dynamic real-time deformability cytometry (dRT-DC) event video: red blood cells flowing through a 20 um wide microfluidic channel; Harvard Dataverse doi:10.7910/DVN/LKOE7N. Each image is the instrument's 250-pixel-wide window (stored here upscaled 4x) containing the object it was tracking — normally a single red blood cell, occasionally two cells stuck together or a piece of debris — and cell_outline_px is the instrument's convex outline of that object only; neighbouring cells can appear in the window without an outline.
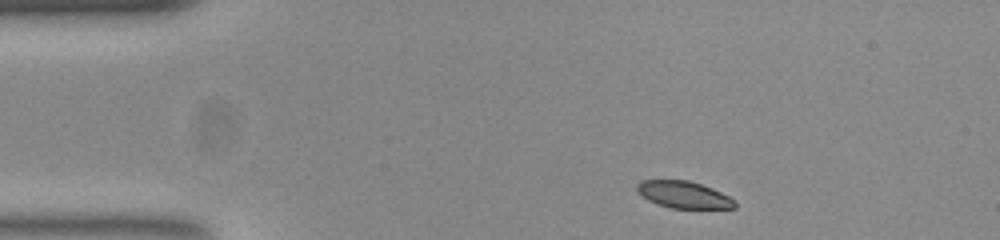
{"species": "common noctule bat (a hibernating species)", "species_latin": "Nyctalus noctula", "temperature_condition": "room temperature", "stored_images_in_passage": 45, "camera_frame_rate_fps": 3000, "um_per_image_px": 0.085, "animal": {"sex": "female", "body_mass_g": 23.0, "forearm_length_mm": 53.4}, "frame": {"image": 1, "passage_image": 1, "time_ms": 0.0, "image_size_px": [1000, 240], "cell_outline_px": [[736, 208], [672, 208], [656, 204], [648, 200], [636, 192], [636, 184], [640, 180], [688, 180], [712, 188], [736, 200]], "centroid_in_image_um": [58.08, 16.54], "position_along_channel_um": 26.9, "area_um2": 15.43}}
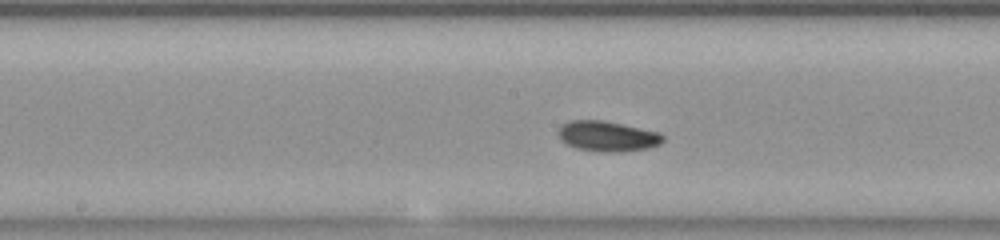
{"frame": {"image": 2, "passage_image": 19, "time_ms": 6.0, "image_size_px": [1000, 240], "cell_outline_px": [[664, 140], [660, 144], [648, 148], [620, 152], [604, 152], [576, 148], [560, 140], [556, 132], [560, 124], [568, 120], [604, 120], [660, 132], [664, 136]], "centroid_in_image_um": [51.6, 11.56], "position_along_channel_um": 196.6, "area_um2": 18.79}}
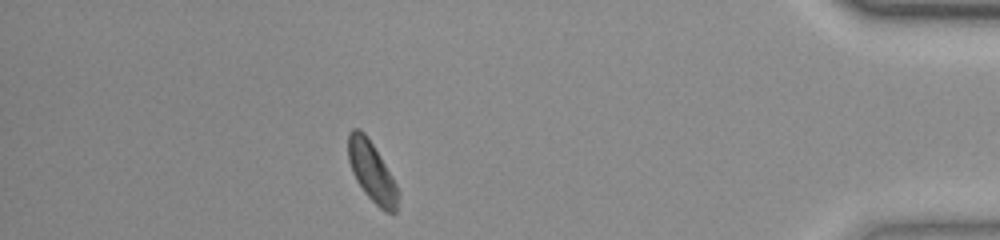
{"frame": {"image": 3, "passage_image": 39, "time_ms": 12.667, "image_size_px": [1000, 240], "cell_outline_px": [[400, 196], [396, 212], [384, 212], [364, 192], [356, 180], [352, 172], [348, 160], [348, 132], [352, 128], [360, 128], [364, 132], [380, 156], [396, 184], [400, 192]], "centroid_in_image_um": [31.6, 14.6], "position_along_channel_um": 403.6, "area_um2": 17.46}, "authors_computed_cell_mechanics": {"area_um2": 17.5712, "velocity_mm_per_s": 3.8475, "shape_relaxation_time_tau1_ms": null, "shape_relaxation_time_tau2_ms": 8.3126, "deformation_change_tau1": null, "deformation_change_tau2": 0.1012}}